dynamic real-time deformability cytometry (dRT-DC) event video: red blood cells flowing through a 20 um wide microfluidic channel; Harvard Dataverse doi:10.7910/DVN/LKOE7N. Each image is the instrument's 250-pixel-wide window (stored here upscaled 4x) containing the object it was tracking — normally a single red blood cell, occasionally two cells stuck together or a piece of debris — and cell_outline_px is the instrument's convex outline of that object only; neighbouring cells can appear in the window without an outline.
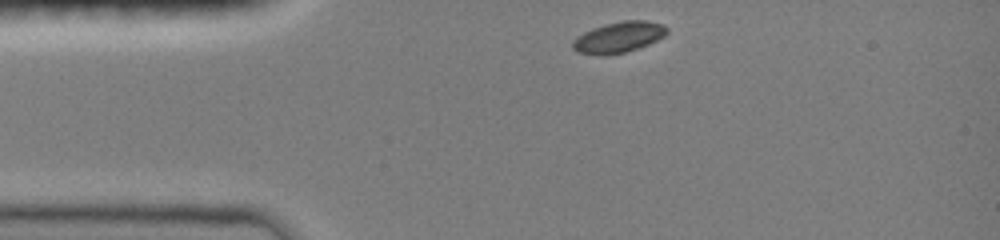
{"species": "common noctule bat (a hibernating species)", "species_latin": "Nyctalus noctula", "temperature_condition": "room temperature", "stored_images_in_passage": 34, "camera_frame_rate_fps": 3000, "um_per_image_px": 0.085, "animal": {"sex": "female", "body_mass_g": 19.0, "forearm_length_mm": 51.5}, "frame": {"image": 1, "passage_image": 1, "time_ms": 0.0, "image_size_px": [1000, 240], "cell_outline_px": [[668, 32], [664, 36], [648, 44], [624, 52], [608, 56], [604, 56], [580, 52], [572, 48], [572, 40], [576, 36], [592, 28], [604, 24], [624, 20], [648, 20], [664, 24], [668, 28]], "centroid_in_image_um": [52.59, 3.15], "position_along_channel_um": 32.4, "area_um2": 17.05}}
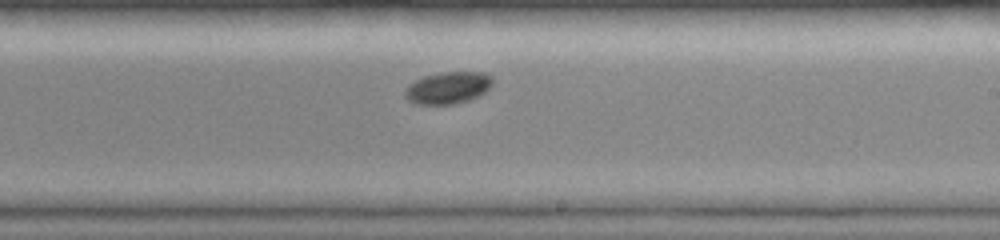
{"frame": {"image": 2, "passage_image": 20, "time_ms": 6.333, "image_size_px": [1000, 240], "cell_outline_px": [[492, 84], [484, 92], [468, 100], [452, 104], [416, 104], [408, 100], [404, 96], [404, 88], [408, 84], [424, 76], [444, 72], [484, 72], [492, 76]], "centroid_in_image_um": [38.04, 7.45], "position_along_channel_um": 251.0, "area_um2": 16.24}}
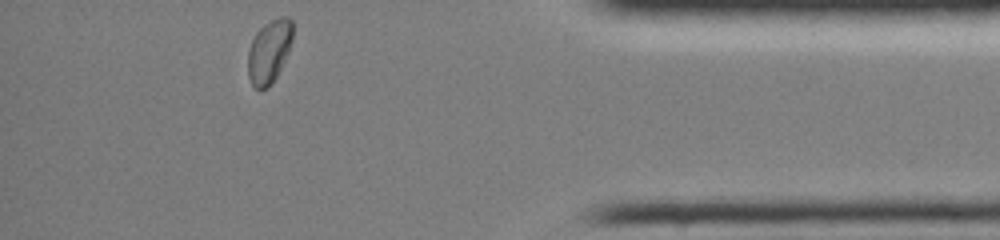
{"frame": {"image": 3, "passage_image": 34, "time_ms": 11.0, "image_size_px": [1000, 240], "cell_outline_px": [[292, 40], [288, 52], [272, 84], [268, 88], [256, 88], [252, 84], [248, 76], [248, 52], [252, 40], [256, 32], [264, 24], [280, 16], [288, 16], [292, 20]], "centroid_in_image_um": [22.88, 4.35], "position_along_channel_um": 412.3, "area_um2": 16.36}, "authors_computed_cell_mechanics": {"area_um2": 16.9065, "velocity_mm_per_s": 3.9842, "shape_relaxation_time_tau1_ms": 1.874, "shape_relaxation_time_tau2_ms": null, "deformation_change_tau1": 0.0906, "deformation_change_tau2": null}}